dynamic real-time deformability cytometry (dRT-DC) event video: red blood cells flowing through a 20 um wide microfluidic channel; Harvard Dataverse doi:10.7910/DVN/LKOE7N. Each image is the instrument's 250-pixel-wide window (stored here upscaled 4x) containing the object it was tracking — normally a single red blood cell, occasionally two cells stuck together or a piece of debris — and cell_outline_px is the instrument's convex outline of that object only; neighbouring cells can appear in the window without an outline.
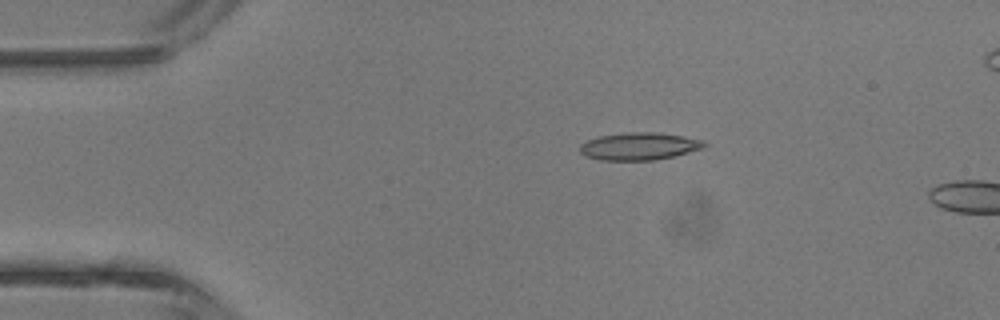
{"species": "common noctule bat (a hibernating species)", "species_latin": "Nyctalus noctula", "temperature_condition": "room temperature", "stored_images_in_passage": 4, "camera_frame_rate_fps": 3000, "um_per_image_px": 0.085, "animal": {"sex": "male", "body_mass_g": 13.3}, "frame": {"image": 1, "passage_image": 3, "time_ms": 2.0, "image_size_px": [1000, 320], "cell_outline_px": [[708, 144], [704, 148], [656, 160], [600, 160], [588, 156], [580, 152], [580, 144], [588, 140], [600, 136], [628, 132], [656, 132], [684, 136], [704, 140]], "centroid_in_image_um": [54.37, 12.43], "position_along_channel_um": 30.6, "area_um2": 19.83}}